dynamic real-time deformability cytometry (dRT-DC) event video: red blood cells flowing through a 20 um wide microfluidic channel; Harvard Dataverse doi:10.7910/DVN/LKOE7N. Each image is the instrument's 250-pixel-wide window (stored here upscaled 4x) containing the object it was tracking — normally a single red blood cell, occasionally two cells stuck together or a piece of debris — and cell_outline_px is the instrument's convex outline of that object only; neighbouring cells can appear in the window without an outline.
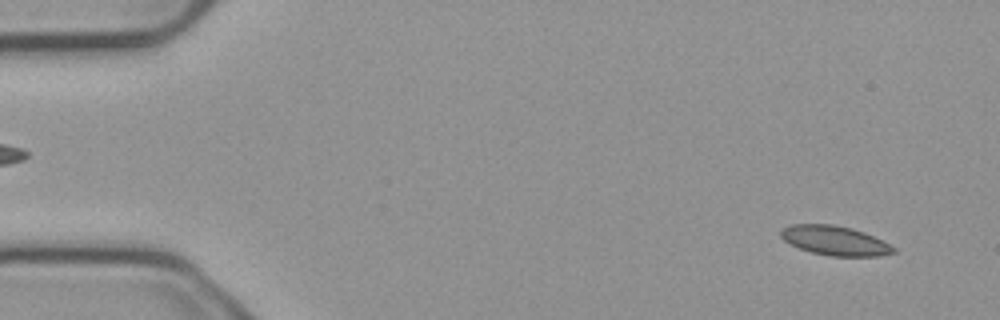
{"species": "common noctule bat (a hibernating species)", "species_latin": "Nyctalus noctula", "temperature_condition": "cold", "stored_images_in_passage": 3, "camera_frame_rate_fps": 3000, "um_per_image_px": 0.085, "animal": {"sex": "male", "body_mass_g": 23.1, "forearm_length_mm": 52.7}, "frame": {"image": 1, "passage_image": 3, "time_ms": 0.667, "image_size_px": [1000, 320], "cell_outline_px": [[896, 252], [880, 256], [828, 256], [812, 252], [800, 248], [784, 240], [780, 236], [780, 228], [788, 224], [832, 224], [852, 228], [864, 232], [896, 248]], "centroid_in_image_um": [70.93, 20.44], "position_along_channel_um": 14.1, "area_um2": 19.31}}